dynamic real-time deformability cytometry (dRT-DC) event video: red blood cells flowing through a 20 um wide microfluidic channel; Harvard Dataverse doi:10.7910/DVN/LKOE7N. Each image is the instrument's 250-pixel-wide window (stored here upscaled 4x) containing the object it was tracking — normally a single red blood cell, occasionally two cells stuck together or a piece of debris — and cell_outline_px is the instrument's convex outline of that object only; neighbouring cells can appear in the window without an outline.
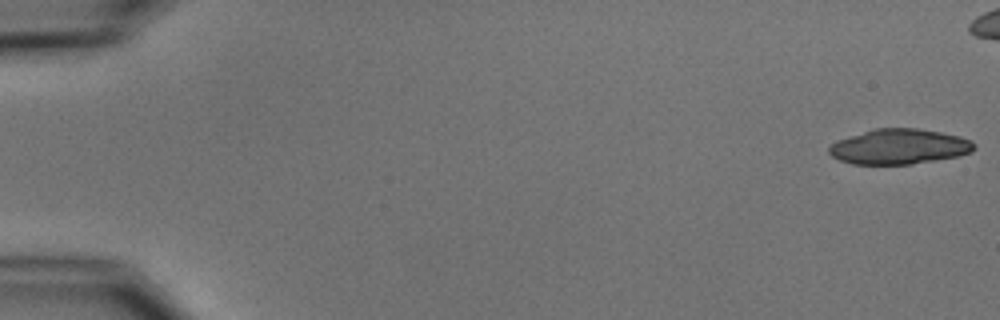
{"species": "common noctule bat (a hibernating species)", "species_latin": "Nyctalus noctula", "temperature_condition": "cold", "stored_images_in_passage": 13, "camera_frame_rate_fps": 3000, "um_per_image_px": 0.085, "animal": {"sex": "male", "body_mass_g": 15.6}, "frame": {"image": 1, "passage_image": 1, "time_ms": 0.0, "image_size_px": [1000, 320], "cell_outline_px": [[976, 148], [972, 152], [960, 156], [912, 164], [852, 164], [840, 160], [832, 156], [828, 152], [828, 148], [836, 140], [872, 128], [916, 128], [940, 132], [960, 136], [972, 140], [976, 144]], "centroid_in_image_um": [76.45, 12.46], "position_along_channel_um": 8.6, "area_um2": 30.06}}
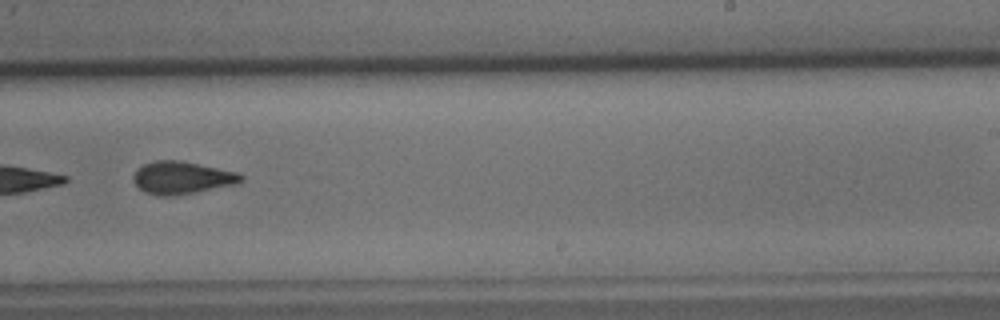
{"frame": {"image": 2, "passage_image": 10, "time_ms": 11.333, "image_size_px": [1000, 320], "cell_outline_px": [[244, 180], [240, 184], [172, 196], [156, 196], [144, 192], [132, 180], [132, 176], [136, 168], [144, 164], [156, 160], [180, 160], [240, 172], [244, 176]], "centroid_in_image_um": [15.49, 15.1], "position_along_channel_um": 273.5, "area_um2": 20.87}}